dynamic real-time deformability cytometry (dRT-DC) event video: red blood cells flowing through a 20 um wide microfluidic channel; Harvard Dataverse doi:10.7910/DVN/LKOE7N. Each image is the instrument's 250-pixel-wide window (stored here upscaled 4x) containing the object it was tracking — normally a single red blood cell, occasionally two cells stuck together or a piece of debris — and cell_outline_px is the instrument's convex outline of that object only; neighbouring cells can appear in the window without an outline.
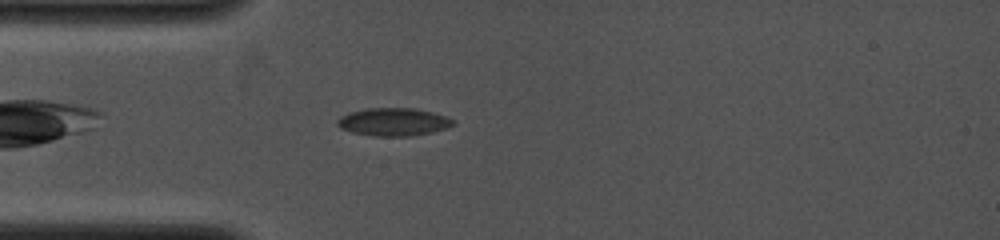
{"species": "common noctule bat (a hibernating species)", "species_latin": "Nyctalus noctula", "temperature_condition": "cold", "stored_images_in_passage": 30, "camera_frame_rate_fps": 4000, "um_per_image_px": 0.085, "animal": {"sex": "female", "body_mass_g": 19.0, "forearm_length_mm": 53.3}, "frame": {"image": 1, "passage_image": 3, "time_ms": 0.75, "image_size_px": [1000, 240], "cell_outline_px": [[456, 124], [448, 128], [432, 132], [412, 136], [372, 136], [352, 132], [340, 128], [336, 124], [336, 120], [340, 116], [348, 112], [368, 108], [412, 108], [432, 112], [456, 120]], "centroid_in_image_um": [33.44, 10.36], "position_along_channel_um": 51.6, "area_um2": 19.02}}
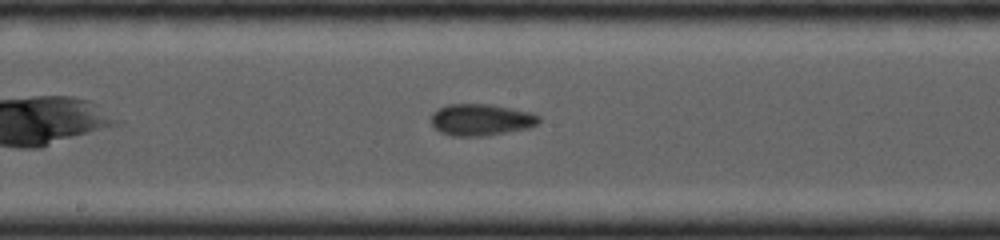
{"frame": {"image": 2, "passage_image": 13, "time_ms": 4.5, "image_size_px": [1000, 240], "cell_outline_px": [[540, 120], [532, 128], [484, 136], [452, 136], [440, 132], [432, 124], [432, 112], [448, 104], [488, 104], [532, 112], [540, 116]], "centroid_in_image_um": [40.92, 10.18], "position_along_channel_um": 207.3, "area_um2": 19.94}}
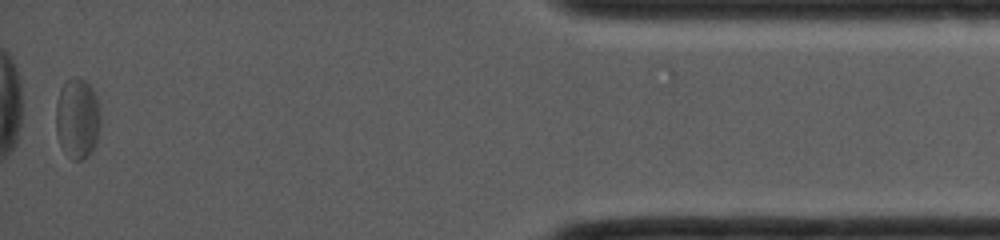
{"frame": {"image": 3, "passage_image": 30, "time_ms": 11.0, "image_size_px": [1000, 240], "cell_outline_px": [[100, 124], [96, 140], [88, 156], [80, 160], [72, 160], [64, 152], [60, 144], [56, 132], [56, 100], [60, 88], [68, 80], [76, 76], [84, 80], [92, 88], [96, 96], [100, 116]], "centroid_in_image_um": [6.55, 10.06], "position_along_channel_um": 428.6, "area_um2": 20.87}}